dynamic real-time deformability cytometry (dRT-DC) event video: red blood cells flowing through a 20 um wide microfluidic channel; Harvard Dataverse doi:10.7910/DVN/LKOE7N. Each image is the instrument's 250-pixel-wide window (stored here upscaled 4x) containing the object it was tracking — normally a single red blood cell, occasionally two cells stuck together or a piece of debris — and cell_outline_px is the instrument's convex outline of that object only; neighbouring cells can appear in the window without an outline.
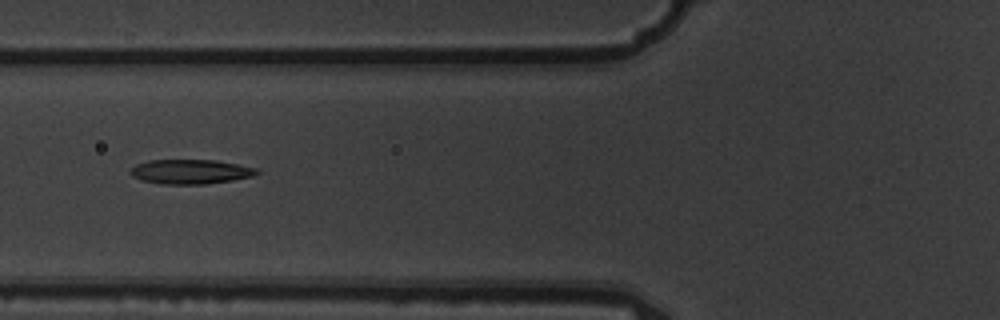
{"species": "common noctule bat (a hibernating species)", "species_latin": "Nyctalus noctula", "temperature_condition": "warm", "stored_images_in_passage": 7, "camera_frame_rate_fps": 3000, "um_per_image_px": 0.085, "animal": {"sex": "male", "body_mass_g": 19.5, "forearm_length_mm": 54.6}, "frame": {"image": 1, "passage_image": 6, "time_ms": 1.667, "image_size_px": [1000, 320], "cell_outline_px": [[260, 172], [252, 176], [232, 180], [204, 184], [160, 184], [140, 180], [132, 176], [128, 172], [136, 164], [148, 160], [216, 160], [260, 168]], "centroid_in_image_um": [16.19, 14.59], "position_along_channel_um": 109.6, "area_um2": 18.21}}
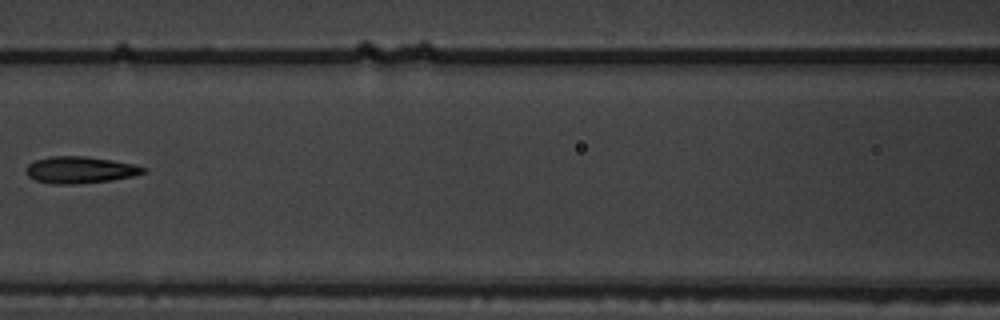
{"frame": {"image": 2, "passage_image": 7, "time_ms": 2.0, "image_size_px": [1000, 320], "cell_outline_px": [[148, 172], [132, 176], [112, 180], [76, 184], [52, 184], [36, 180], [28, 176], [24, 172], [28, 164], [36, 160], [52, 156], [84, 156], [112, 160], [132, 164], [148, 168]], "centroid_in_image_um": [6.81, 14.44], "position_along_channel_um": 159.8, "area_um2": 18.32}}